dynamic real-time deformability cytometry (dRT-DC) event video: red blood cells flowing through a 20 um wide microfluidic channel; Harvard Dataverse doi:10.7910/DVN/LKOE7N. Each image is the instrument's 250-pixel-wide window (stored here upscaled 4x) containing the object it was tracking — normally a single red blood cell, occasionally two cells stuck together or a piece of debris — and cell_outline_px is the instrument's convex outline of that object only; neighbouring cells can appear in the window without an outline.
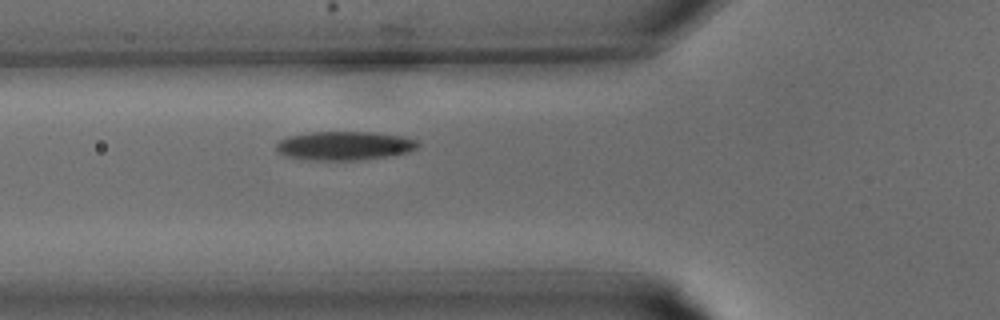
{"species": "common noctule bat (a hibernating species)", "species_latin": "Nyctalus noctula", "temperature_condition": "warm", "stored_images_in_passage": 20, "camera_frame_rate_fps": 3000, "um_per_image_px": 0.085, "animal": {"sex": "male", "body_mass_g": 15.6}, "frame": {"image": 1, "passage_image": 2, "time_ms": 0.333, "image_size_px": [1000, 320], "cell_outline_px": [[420, 144], [416, 148], [408, 152], [388, 156], [360, 160], [308, 160], [288, 156], [280, 152], [276, 148], [276, 144], [280, 140], [288, 136], [308, 132], [376, 132], [404, 136], [416, 140]], "centroid_in_image_um": [29.3, 12.38], "position_along_channel_um": 96.5, "area_um2": 23.81}}
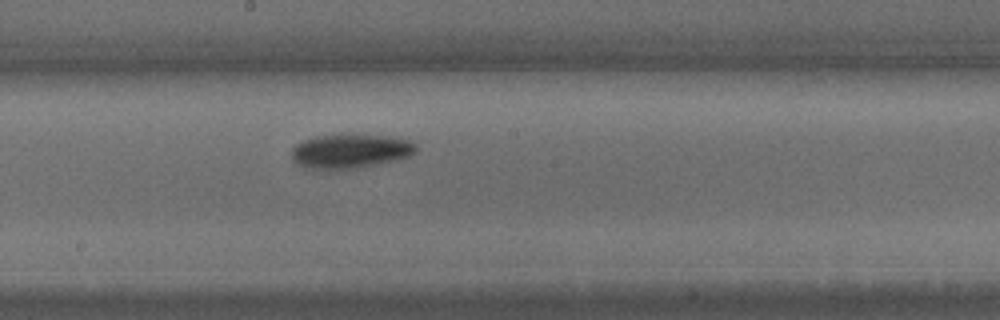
{"frame": {"image": 2, "passage_image": 8, "time_ms": 2.333, "image_size_px": [1000, 320], "cell_outline_px": [[416, 152], [412, 156], [396, 160], [360, 168], [304, 168], [292, 160], [292, 148], [296, 144], [304, 140], [316, 136], [348, 132], [396, 136], [412, 140], [416, 144]], "centroid_in_image_um": [29.85, 12.79], "position_along_channel_um": 218.4, "area_um2": 25.66}}
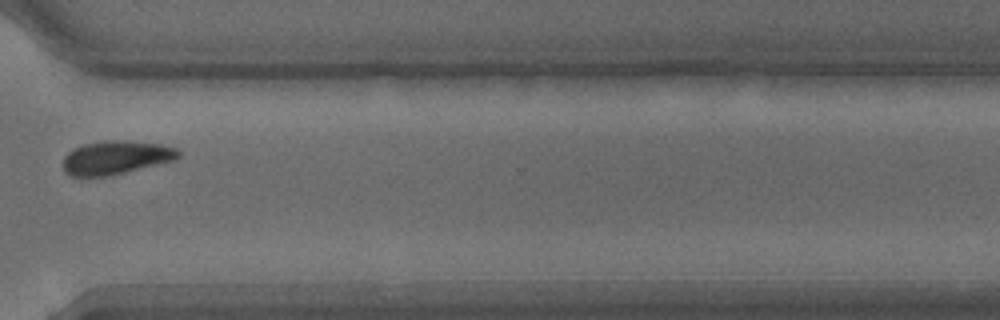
{"frame": {"image": 3, "passage_image": 15, "time_ms": 4.667, "image_size_px": [1000, 320], "cell_outline_px": [[180, 156], [176, 160], [124, 172], [104, 176], [72, 176], [64, 172], [64, 156], [72, 148], [84, 144], [104, 140], [124, 140], [160, 144], [176, 148], [180, 152]], "centroid_in_image_um": [9.85, 13.38], "position_along_channel_um": 360.8, "area_um2": 22.48}}